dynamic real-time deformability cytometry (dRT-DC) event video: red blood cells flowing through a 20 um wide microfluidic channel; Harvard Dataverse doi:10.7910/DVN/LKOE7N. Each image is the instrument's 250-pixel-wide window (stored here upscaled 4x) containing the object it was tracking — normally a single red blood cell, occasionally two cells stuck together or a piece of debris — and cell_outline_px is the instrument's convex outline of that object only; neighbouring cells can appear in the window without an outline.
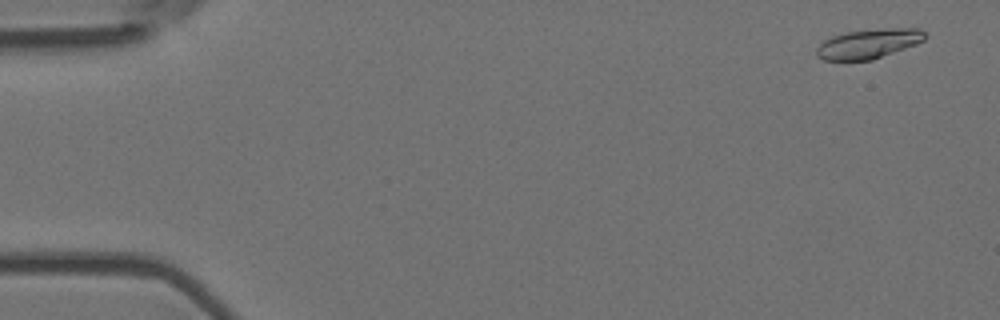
{"species": "Egyptian fruit bat (a non-hibernating species)", "species_latin": "Rousettus aegyptiacus", "temperature_condition": "room temperature", "stored_images_in_passage": 4, "camera_frame_rate_fps": 3000, "um_per_image_px": 0.085, "animal": {"sex": "female"}, "frame": {"image": 1, "passage_image": 1, "time_ms": 0.0, "image_size_px": [1000, 320], "cell_outline_px": [[928, 36], [924, 40], [916, 44], [872, 60], [824, 60], [816, 56], [816, 48], [824, 40], [832, 36], [848, 32], [888, 28], [920, 28]], "centroid_in_image_um": [73.83, 3.72], "position_along_channel_um": 11.2, "area_um2": 18.55}}
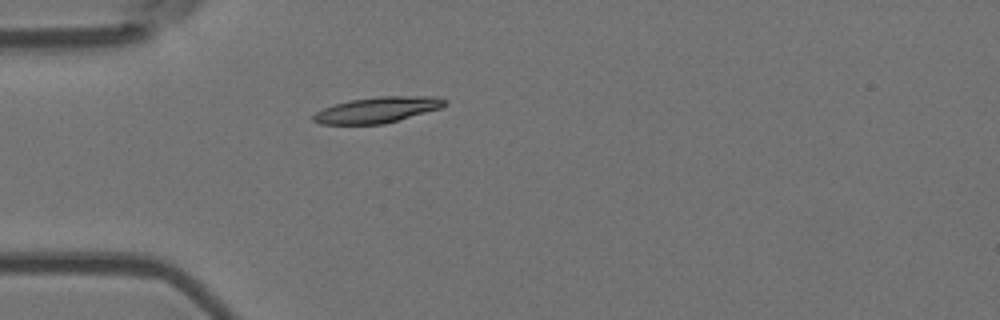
{"frame": {"image": 2, "passage_image": 4, "time_ms": 1.0, "image_size_px": [1000, 320], "cell_outline_px": [[448, 104], [440, 108], [384, 124], [320, 124], [312, 120], [312, 116], [316, 112], [324, 108], [348, 100], [380, 96], [436, 96], [448, 100]], "centroid_in_image_um": [32.1, 9.33], "position_along_channel_um": 52.9, "area_um2": 19.77}}